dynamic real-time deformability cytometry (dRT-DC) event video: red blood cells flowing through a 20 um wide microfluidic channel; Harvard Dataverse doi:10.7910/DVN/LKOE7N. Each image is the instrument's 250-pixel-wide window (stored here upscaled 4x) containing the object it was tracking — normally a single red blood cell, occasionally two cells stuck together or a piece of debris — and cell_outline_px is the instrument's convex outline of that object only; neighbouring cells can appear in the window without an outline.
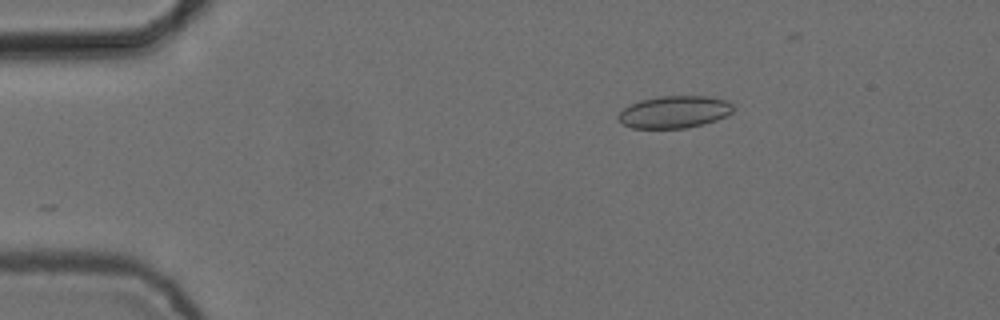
{"species": "common noctule bat (a hibernating species)", "species_latin": "Nyctalus noctula", "temperature_condition": "cold", "stored_images_in_passage": 3, "camera_frame_rate_fps": 3000, "um_per_image_px": 0.085, "animal": {"sex": "female", "body_mass_g": 24.6, "forearm_length_mm": 56.2}, "frame": {"image": 1, "passage_image": 3, "time_ms": 0.667, "image_size_px": [1000, 320], "cell_outline_px": [[732, 112], [716, 120], [704, 124], [684, 128], [632, 128], [624, 124], [616, 116], [624, 108], [640, 100], [664, 96], [708, 96], [728, 100], [732, 104]], "centroid_in_image_um": [57.33, 9.51], "position_along_channel_um": 27.7, "area_um2": 21.39}}